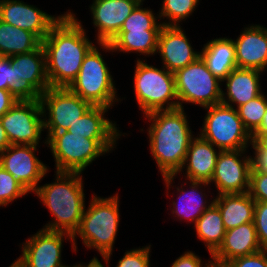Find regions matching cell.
<instances>
[{"label": "cell", "instance_id": "obj_8", "mask_svg": "<svg viewBox=\"0 0 267 267\" xmlns=\"http://www.w3.org/2000/svg\"><path fill=\"white\" fill-rule=\"evenodd\" d=\"M204 109L207 113L199 134L203 139L220 151L247 149L251 145L252 137L236 108L219 103Z\"/></svg>", "mask_w": 267, "mask_h": 267}, {"label": "cell", "instance_id": "obj_38", "mask_svg": "<svg viewBox=\"0 0 267 267\" xmlns=\"http://www.w3.org/2000/svg\"><path fill=\"white\" fill-rule=\"evenodd\" d=\"M203 266L202 259L192 251H185L183 255L178 257L171 265V267H213L212 260H208Z\"/></svg>", "mask_w": 267, "mask_h": 267}, {"label": "cell", "instance_id": "obj_45", "mask_svg": "<svg viewBox=\"0 0 267 267\" xmlns=\"http://www.w3.org/2000/svg\"><path fill=\"white\" fill-rule=\"evenodd\" d=\"M254 133H267V109L264 114L262 123L260 124V127Z\"/></svg>", "mask_w": 267, "mask_h": 267}, {"label": "cell", "instance_id": "obj_31", "mask_svg": "<svg viewBox=\"0 0 267 267\" xmlns=\"http://www.w3.org/2000/svg\"><path fill=\"white\" fill-rule=\"evenodd\" d=\"M267 109V96L262 92L259 96L251 99L246 104L237 108L239 117L245 129L252 135L262 123Z\"/></svg>", "mask_w": 267, "mask_h": 267}, {"label": "cell", "instance_id": "obj_7", "mask_svg": "<svg viewBox=\"0 0 267 267\" xmlns=\"http://www.w3.org/2000/svg\"><path fill=\"white\" fill-rule=\"evenodd\" d=\"M113 80L99 48L94 45L85 55L80 72L68 89L92 105L111 108L121 100Z\"/></svg>", "mask_w": 267, "mask_h": 267}, {"label": "cell", "instance_id": "obj_28", "mask_svg": "<svg viewBox=\"0 0 267 267\" xmlns=\"http://www.w3.org/2000/svg\"><path fill=\"white\" fill-rule=\"evenodd\" d=\"M41 44L42 41L34 33L0 20V53L5 57L29 53Z\"/></svg>", "mask_w": 267, "mask_h": 267}, {"label": "cell", "instance_id": "obj_6", "mask_svg": "<svg viewBox=\"0 0 267 267\" xmlns=\"http://www.w3.org/2000/svg\"><path fill=\"white\" fill-rule=\"evenodd\" d=\"M133 79L136 101L144 116L179 108L173 72L163 66L159 69L148 65L138 58Z\"/></svg>", "mask_w": 267, "mask_h": 267}, {"label": "cell", "instance_id": "obj_11", "mask_svg": "<svg viewBox=\"0 0 267 267\" xmlns=\"http://www.w3.org/2000/svg\"><path fill=\"white\" fill-rule=\"evenodd\" d=\"M46 140L55 132L67 131L93 105L68 88H48L40 98ZM47 112V113H46ZM46 114H48L46 116ZM48 117V119H47Z\"/></svg>", "mask_w": 267, "mask_h": 267}, {"label": "cell", "instance_id": "obj_35", "mask_svg": "<svg viewBox=\"0 0 267 267\" xmlns=\"http://www.w3.org/2000/svg\"><path fill=\"white\" fill-rule=\"evenodd\" d=\"M259 244L267 249V202L255 201L253 219Z\"/></svg>", "mask_w": 267, "mask_h": 267}, {"label": "cell", "instance_id": "obj_2", "mask_svg": "<svg viewBox=\"0 0 267 267\" xmlns=\"http://www.w3.org/2000/svg\"><path fill=\"white\" fill-rule=\"evenodd\" d=\"M149 148L162 176L176 175L182 168L194 138L183 108L154 111L145 115Z\"/></svg>", "mask_w": 267, "mask_h": 267}, {"label": "cell", "instance_id": "obj_13", "mask_svg": "<svg viewBox=\"0 0 267 267\" xmlns=\"http://www.w3.org/2000/svg\"><path fill=\"white\" fill-rule=\"evenodd\" d=\"M36 145H10L0 154V165L28 192H35L48 173L46 164L36 157Z\"/></svg>", "mask_w": 267, "mask_h": 267}, {"label": "cell", "instance_id": "obj_24", "mask_svg": "<svg viewBox=\"0 0 267 267\" xmlns=\"http://www.w3.org/2000/svg\"><path fill=\"white\" fill-rule=\"evenodd\" d=\"M200 57L209 71L223 81L236 68L235 44L233 39L219 37L203 45Z\"/></svg>", "mask_w": 267, "mask_h": 267}, {"label": "cell", "instance_id": "obj_21", "mask_svg": "<svg viewBox=\"0 0 267 267\" xmlns=\"http://www.w3.org/2000/svg\"><path fill=\"white\" fill-rule=\"evenodd\" d=\"M262 250L254 222L244 223L226 230L219 248L211 255L213 267H224L236 257L246 256Z\"/></svg>", "mask_w": 267, "mask_h": 267}, {"label": "cell", "instance_id": "obj_29", "mask_svg": "<svg viewBox=\"0 0 267 267\" xmlns=\"http://www.w3.org/2000/svg\"><path fill=\"white\" fill-rule=\"evenodd\" d=\"M199 240L203 241L212 255L222 244L226 229L218 206L213 203L194 224Z\"/></svg>", "mask_w": 267, "mask_h": 267}, {"label": "cell", "instance_id": "obj_30", "mask_svg": "<svg viewBox=\"0 0 267 267\" xmlns=\"http://www.w3.org/2000/svg\"><path fill=\"white\" fill-rule=\"evenodd\" d=\"M199 0H163L159 10V19L164 26H180L182 20H186L196 10Z\"/></svg>", "mask_w": 267, "mask_h": 267}, {"label": "cell", "instance_id": "obj_9", "mask_svg": "<svg viewBox=\"0 0 267 267\" xmlns=\"http://www.w3.org/2000/svg\"><path fill=\"white\" fill-rule=\"evenodd\" d=\"M179 108L192 103L206 108L221 103L222 81L207 68L201 57L174 73Z\"/></svg>", "mask_w": 267, "mask_h": 267}, {"label": "cell", "instance_id": "obj_26", "mask_svg": "<svg viewBox=\"0 0 267 267\" xmlns=\"http://www.w3.org/2000/svg\"><path fill=\"white\" fill-rule=\"evenodd\" d=\"M160 30L119 31L109 43H98L106 52L139 53L150 56L157 52Z\"/></svg>", "mask_w": 267, "mask_h": 267}, {"label": "cell", "instance_id": "obj_10", "mask_svg": "<svg viewBox=\"0 0 267 267\" xmlns=\"http://www.w3.org/2000/svg\"><path fill=\"white\" fill-rule=\"evenodd\" d=\"M13 68L10 93L18 101L40 100L50 83L46 73V55L42 44L29 53L6 57Z\"/></svg>", "mask_w": 267, "mask_h": 267}, {"label": "cell", "instance_id": "obj_14", "mask_svg": "<svg viewBox=\"0 0 267 267\" xmlns=\"http://www.w3.org/2000/svg\"><path fill=\"white\" fill-rule=\"evenodd\" d=\"M245 152H248L247 149L220 151L218 154L209 182L214 183L218 195L249 192L252 160L251 156L243 155Z\"/></svg>", "mask_w": 267, "mask_h": 267}, {"label": "cell", "instance_id": "obj_19", "mask_svg": "<svg viewBox=\"0 0 267 267\" xmlns=\"http://www.w3.org/2000/svg\"><path fill=\"white\" fill-rule=\"evenodd\" d=\"M187 37L181 25L162 26L156 53L160 54L162 65L168 71L175 73L200 57V52L192 48Z\"/></svg>", "mask_w": 267, "mask_h": 267}, {"label": "cell", "instance_id": "obj_1", "mask_svg": "<svg viewBox=\"0 0 267 267\" xmlns=\"http://www.w3.org/2000/svg\"><path fill=\"white\" fill-rule=\"evenodd\" d=\"M68 11L42 40L46 73L52 88H68L80 72L85 55L94 46L80 20Z\"/></svg>", "mask_w": 267, "mask_h": 267}, {"label": "cell", "instance_id": "obj_25", "mask_svg": "<svg viewBox=\"0 0 267 267\" xmlns=\"http://www.w3.org/2000/svg\"><path fill=\"white\" fill-rule=\"evenodd\" d=\"M214 203L220 210L226 230L253 222L255 200L248 192L220 194L216 196Z\"/></svg>", "mask_w": 267, "mask_h": 267}, {"label": "cell", "instance_id": "obj_3", "mask_svg": "<svg viewBox=\"0 0 267 267\" xmlns=\"http://www.w3.org/2000/svg\"><path fill=\"white\" fill-rule=\"evenodd\" d=\"M55 173V182L39 185L34 192L54 217L43 229L73 235L86 208L82 173Z\"/></svg>", "mask_w": 267, "mask_h": 267}, {"label": "cell", "instance_id": "obj_22", "mask_svg": "<svg viewBox=\"0 0 267 267\" xmlns=\"http://www.w3.org/2000/svg\"><path fill=\"white\" fill-rule=\"evenodd\" d=\"M263 73L256 69L236 67L222 81H226L227 91L224 93L222 90L221 103L237 109L239 106L259 96L263 92L260 86V75H263Z\"/></svg>", "mask_w": 267, "mask_h": 267}, {"label": "cell", "instance_id": "obj_27", "mask_svg": "<svg viewBox=\"0 0 267 267\" xmlns=\"http://www.w3.org/2000/svg\"><path fill=\"white\" fill-rule=\"evenodd\" d=\"M188 182V184H190V191L189 189L185 191L182 186L178 188L175 187L177 193L181 192V195L179 194V197L177 198L178 203L173 201V203L171 204L173 205L171 211L172 214L175 215L173 217L179 218L181 222L183 219H185V221L188 220L187 222H193L195 224L198 218L204 213V211L214 203V199L212 201L207 200L206 198H208V195H206V193H203L205 189H201L203 188L202 186H204V188L208 187L210 185L208 182L191 180H188Z\"/></svg>", "mask_w": 267, "mask_h": 267}, {"label": "cell", "instance_id": "obj_47", "mask_svg": "<svg viewBox=\"0 0 267 267\" xmlns=\"http://www.w3.org/2000/svg\"><path fill=\"white\" fill-rule=\"evenodd\" d=\"M6 57L2 54V53H0V63L5 59Z\"/></svg>", "mask_w": 267, "mask_h": 267}, {"label": "cell", "instance_id": "obj_42", "mask_svg": "<svg viewBox=\"0 0 267 267\" xmlns=\"http://www.w3.org/2000/svg\"><path fill=\"white\" fill-rule=\"evenodd\" d=\"M252 141L265 153H267V133H253Z\"/></svg>", "mask_w": 267, "mask_h": 267}, {"label": "cell", "instance_id": "obj_33", "mask_svg": "<svg viewBox=\"0 0 267 267\" xmlns=\"http://www.w3.org/2000/svg\"><path fill=\"white\" fill-rule=\"evenodd\" d=\"M28 192L0 165V207L8 206L10 202L25 197Z\"/></svg>", "mask_w": 267, "mask_h": 267}, {"label": "cell", "instance_id": "obj_18", "mask_svg": "<svg viewBox=\"0 0 267 267\" xmlns=\"http://www.w3.org/2000/svg\"><path fill=\"white\" fill-rule=\"evenodd\" d=\"M211 142L203 139L199 134L194 137L187 150V154L181 170L176 175L164 176L163 180L166 185V189L169 190L174 182L176 176L186 167V179L191 181H203L210 182L216 165V160L220 150L217 152ZM171 186V187H170ZM168 187V188H167Z\"/></svg>", "mask_w": 267, "mask_h": 267}, {"label": "cell", "instance_id": "obj_20", "mask_svg": "<svg viewBox=\"0 0 267 267\" xmlns=\"http://www.w3.org/2000/svg\"><path fill=\"white\" fill-rule=\"evenodd\" d=\"M236 67L256 69L265 72L267 69V28L262 25H248L234 40Z\"/></svg>", "mask_w": 267, "mask_h": 267}, {"label": "cell", "instance_id": "obj_48", "mask_svg": "<svg viewBox=\"0 0 267 267\" xmlns=\"http://www.w3.org/2000/svg\"><path fill=\"white\" fill-rule=\"evenodd\" d=\"M68 267H79V264L73 265V266H68Z\"/></svg>", "mask_w": 267, "mask_h": 267}, {"label": "cell", "instance_id": "obj_15", "mask_svg": "<svg viewBox=\"0 0 267 267\" xmlns=\"http://www.w3.org/2000/svg\"><path fill=\"white\" fill-rule=\"evenodd\" d=\"M67 239L73 245L71 234L42 228L22 243L18 259L26 267H68L61 261L63 242Z\"/></svg>", "mask_w": 267, "mask_h": 267}, {"label": "cell", "instance_id": "obj_5", "mask_svg": "<svg viewBox=\"0 0 267 267\" xmlns=\"http://www.w3.org/2000/svg\"><path fill=\"white\" fill-rule=\"evenodd\" d=\"M118 139H88L69 131L55 132L47 140L54 161L55 172L83 173L99 156L109 153Z\"/></svg>", "mask_w": 267, "mask_h": 267}, {"label": "cell", "instance_id": "obj_37", "mask_svg": "<svg viewBox=\"0 0 267 267\" xmlns=\"http://www.w3.org/2000/svg\"><path fill=\"white\" fill-rule=\"evenodd\" d=\"M224 267H267V249L240 256L229 261Z\"/></svg>", "mask_w": 267, "mask_h": 267}, {"label": "cell", "instance_id": "obj_41", "mask_svg": "<svg viewBox=\"0 0 267 267\" xmlns=\"http://www.w3.org/2000/svg\"><path fill=\"white\" fill-rule=\"evenodd\" d=\"M18 100L9 90L0 89V118L17 102Z\"/></svg>", "mask_w": 267, "mask_h": 267}, {"label": "cell", "instance_id": "obj_46", "mask_svg": "<svg viewBox=\"0 0 267 267\" xmlns=\"http://www.w3.org/2000/svg\"><path fill=\"white\" fill-rule=\"evenodd\" d=\"M9 267H26L18 258Z\"/></svg>", "mask_w": 267, "mask_h": 267}, {"label": "cell", "instance_id": "obj_39", "mask_svg": "<svg viewBox=\"0 0 267 267\" xmlns=\"http://www.w3.org/2000/svg\"><path fill=\"white\" fill-rule=\"evenodd\" d=\"M13 68L10 61L5 58L0 63V89L9 90L10 86L13 84Z\"/></svg>", "mask_w": 267, "mask_h": 267}, {"label": "cell", "instance_id": "obj_40", "mask_svg": "<svg viewBox=\"0 0 267 267\" xmlns=\"http://www.w3.org/2000/svg\"><path fill=\"white\" fill-rule=\"evenodd\" d=\"M251 145H252L251 148L255 150L253 152L254 157H251L252 160L251 170L267 172V153L263 152L253 141Z\"/></svg>", "mask_w": 267, "mask_h": 267}, {"label": "cell", "instance_id": "obj_43", "mask_svg": "<svg viewBox=\"0 0 267 267\" xmlns=\"http://www.w3.org/2000/svg\"><path fill=\"white\" fill-rule=\"evenodd\" d=\"M10 141L6 135V131L3 128L2 122L0 120V154L10 146Z\"/></svg>", "mask_w": 267, "mask_h": 267}, {"label": "cell", "instance_id": "obj_44", "mask_svg": "<svg viewBox=\"0 0 267 267\" xmlns=\"http://www.w3.org/2000/svg\"><path fill=\"white\" fill-rule=\"evenodd\" d=\"M79 267H105L104 265H102V263L99 261V259L97 257H93L90 262L87 264H79Z\"/></svg>", "mask_w": 267, "mask_h": 267}, {"label": "cell", "instance_id": "obj_34", "mask_svg": "<svg viewBox=\"0 0 267 267\" xmlns=\"http://www.w3.org/2000/svg\"><path fill=\"white\" fill-rule=\"evenodd\" d=\"M150 248L146 245L126 251L115 267H150Z\"/></svg>", "mask_w": 267, "mask_h": 267}, {"label": "cell", "instance_id": "obj_32", "mask_svg": "<svg viewBox=\"0 0 267 267\" xmlns=\"http://www.w3.org/2000/svg\"><path fill=\"white\" fill-rule=\"evenodd\" d=\"M143 2H140L132 13L127 17L120 31H144V30H161L163 24L158 23L157 16L148 7H142Z\"/></svg>", "mask_w": 267, "mask_h": 267}, {"label": "cell", "instance_id": "obj_17", "mask_svg": "<svg viewBox=\"0 0 267 267\" xmlns=\"http://www.w3.org/2000/svg\"><path fill=\"white\" fill-rule=\"evenodd\" d=\"M144 0H93L90 12L97 28V43H109L120 31L124 21Z\"/></svg>", "mask_w": 267, "mask_h": 267}, {"label": "cell", "instance_id": "obj_36", "mask_svg": "<svg viewBox=\"0 0 267 267\" xmlns=\"http://www.w3.org/2000/svg\"><path fill=\"white\" fill-rule=\"evenodd\" d=\"M248 193L255 201L267 202V172L251 170Z\"/></svg>", "mask_w": 267, "mask_h": 267}, {"label": "cell", "instance_id": "obj_16", "mask_svg": "<svg viewBox=\"0 0 267 267\" xmlns=\"http://www.w3.org/2000/svg\"><path fill=\"white\" fill-rule=\"evenodd\" d=\"M20 0H0V20L34 33L41 41L61 18Z\"/></svg>", "mask_w": 267, "mask_h": 267}, {"label": "cell", "instance_id": "obj_23", "mask_svg": "<svg viewBox=\"0 0 267 267\" xmlns=\"http://www.w3.org/2000/svg\"><path fill=\"white\" fill-rule=\"evenodd\" d=\"M108 107L93 105L84 115L70 125L72 134L83 135L88 139H119L122 133L114 123L105 117Z\"/></svg>", "mask_w": 267, "mask_h": 267}, {"label": "cell", "instance_id": "obj_4", "mask_svg": "<svg viewBox=\"0 0 267 267\" xmlns=\"http://www.w3.org/2000/svg\"><path fill=\"white\" fill-rule=\"evenodd\" d=\"M119 203L118 193L108 198L92 195L80 225L72 235L73 252L77 251L76 239L79 237L86 248L96 249L109 266L120 222Z\"/></svg>", "mask_w": 267, "mask_h": 267}, {"label": "cell", "instance_id": "obj_12", "mask_svg": "<svg viewBox=\"0 0 267 267\" xmlns=\"http://www.w3.org/2000/svg\"><path fill=\"white\" fill-rule=\"evenodd\" d=\"M40 100L17 101L1 118L11 145H36L44 131Z\"/></svg>", "mask_w": 267, "mask_h": 267}]
</instances>
